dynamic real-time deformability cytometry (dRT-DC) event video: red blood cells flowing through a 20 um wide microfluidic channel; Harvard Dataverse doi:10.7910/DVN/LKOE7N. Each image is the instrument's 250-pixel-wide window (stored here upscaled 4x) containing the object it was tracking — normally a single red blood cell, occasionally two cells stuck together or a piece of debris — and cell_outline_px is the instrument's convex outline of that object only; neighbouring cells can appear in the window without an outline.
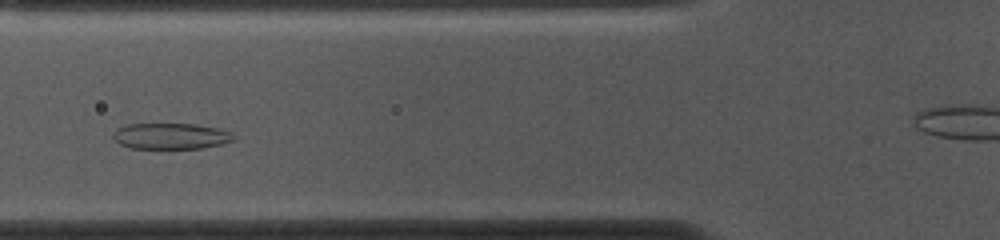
{"species": "common noctule bat (a hibernating species)", "species_latin": "Nyctalus noctula", "temperature_condition": "cold", "stored_images_in_passage": 39, "camera_frame_rate_fps": 3000, "um_per_image_px": 0.085, "animal": {"sex": "female", "body_mass_g": 10.0, "forearm_length_mm": 53.1}, "frame": {"image": 1, "passage_image": 14, "time_ms": 4.333, "image_size_px": [1000, 240], "cell_outline_px": [[236, 140], [220, 144], [200, 148], [132, 148], [120, 144], [112, 136], [116, 128], [124, 124], [196, 124], [216, 128], [232, 132], [236, 136]], "centroid_in_image_um": [14.53, 11.56], "position_along_channel_um": 111.3, "area_um2": 18.26}}
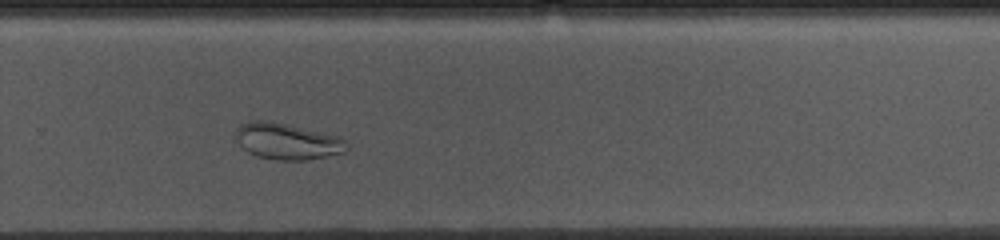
{"frame": {"image": 2, "passage_image": 30, "time_ms": 9.667, "image_size_px": [1000, 240], "cell_outline_px": [[348, 148], [344, 152], [308, 160], [276, 160], [256, 156], [248, 152], [240, 144], [236, 132], [236, 128], [240, 124], [248, 120], [272, 120], [340, 136], [344, 140]], "centroid_in_image_um": [24.41, 11.99], "position_along_channel_um": 305.4, "area_um2": 23.64}}
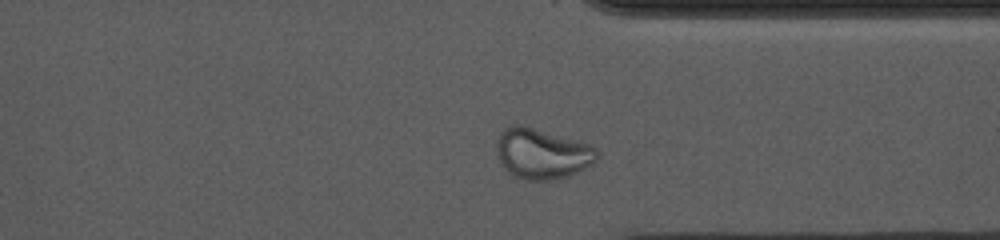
{"frame": {"image": 3, "passage_image": 35, "time_ms": 11.333, "image_size_px": [1000, 240], "cell_outline_px": [[600, 156], [592, 164], [568, 176], [548, 180], [524, 180], [508, 172], [504, 168], [496, 152], [496, 140], [500, 132], [508, 124], [520, 124], [576, 140], [588, 144], [596, 148]], "centroid_in_image_um": [46.04, 13.05], "position_along_channel_um": 365.4, "area_um2": 29.54}, "authors_computed_cell_mechanics": {"area_um2": 21.386, "velocity_mm_per_s": 3.6512, "shape_relaxation_time_tau1_ms": null, "shape_relaxation_time_tau2_ms": 1.699, "deformation_change_tau1": null, "deformation_change_tau2": 0.0622}}